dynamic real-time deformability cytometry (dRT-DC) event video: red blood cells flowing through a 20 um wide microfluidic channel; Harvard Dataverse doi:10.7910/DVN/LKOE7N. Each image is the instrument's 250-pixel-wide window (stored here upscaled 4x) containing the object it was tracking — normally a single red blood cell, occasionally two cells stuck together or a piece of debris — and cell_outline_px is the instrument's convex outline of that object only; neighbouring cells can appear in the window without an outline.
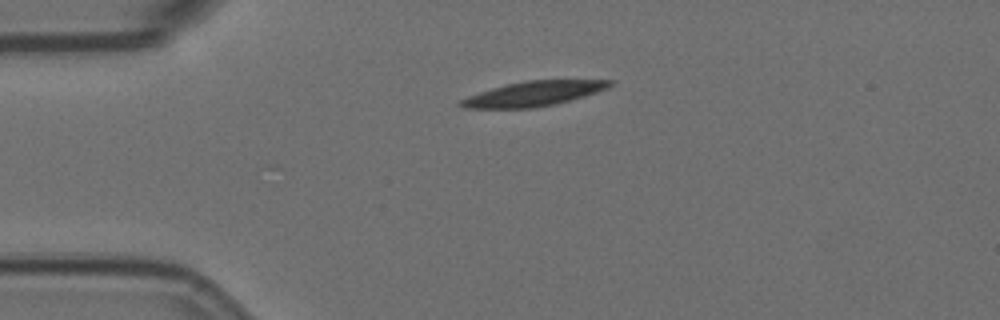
{"species": "Egyptian fruit bat (a non-hibernating species)", "species_latin": "Rousettus aegyptiacus", "temperature_condition": "room temperature", "stored_images_in_passage": 2, "camera_frame_rate_fps": 3000, "um_per_image_px": 0.085, "animal": {"sex": "female"}, "frame": {"image": 1, "passage_image": 1, "time_ms": 0.0, "image_size_px": [1000, 320], "cell_outline_px": [[612, 84], [608, 88], [584, 96], [552, 104], [532, 108], [464, 108], [456, 104], [460, 100], [468, 96], [492, 88], [524, 80], [612, 80]], "centroid_in_image_um": [45.31, 7.96], "position_along_channel_um": 39.7, "area_um2": 21.21}}